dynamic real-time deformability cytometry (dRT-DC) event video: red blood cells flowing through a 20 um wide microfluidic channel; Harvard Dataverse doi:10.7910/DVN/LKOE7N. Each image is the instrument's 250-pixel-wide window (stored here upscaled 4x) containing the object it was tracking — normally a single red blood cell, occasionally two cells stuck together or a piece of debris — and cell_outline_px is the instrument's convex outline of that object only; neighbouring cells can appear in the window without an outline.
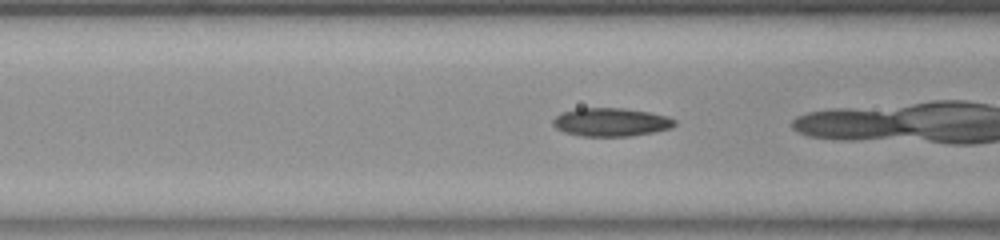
{"species": "common noctule bat (a hibernating species)", "species_latin": "Nyctalus noctula", "temperature_condition": "room temperature", "stored_images_in_passage": 18, "camera_frame_rate_fps": 3000, "um_per_image_px": 0.085, "animal": {"sex": "female", "body_mass_g": 23.0, "forearm_length_mm": 53.4}, "frame": {"image": 1, "passage_image": 12, "time_ms": 3.667, "image_size_px": [1000, 240], "cell_outline_px": [[676, 124], [672, 128], [632, 136], [580, 136], [564, 132], [556, 128], [552, 124], [552, 120], [560, 112], [576, 108], [624, 108], [652, 112], [668, 116], [676, 120]], "centroid_in_image_um": [51.93, 10.37], "position_along_channel_um": 114.7, "area_um2": 20.4}}
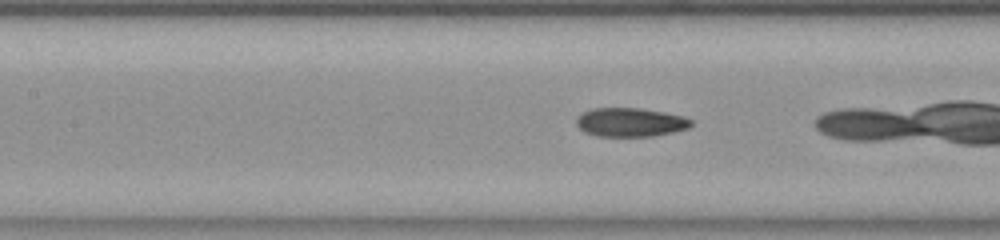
{"frame": {"image": 2, "passage_image": 15, "time_ms": 4.667, "image_size_px": [1000, 240], "cell_outline_px": [[692, 124], [688, 128], [672, 132], [652, 136], [596, 136], [584, 132], [576, 124], [576, 116], [580, 112], [592, 108], [640, 108], [664, 112], [684, 116], [692, 120]], "centroid_in_image_um": [53.54, 10.38], "position_along_channel_um": 153.9, "area_um2": 19.42}}